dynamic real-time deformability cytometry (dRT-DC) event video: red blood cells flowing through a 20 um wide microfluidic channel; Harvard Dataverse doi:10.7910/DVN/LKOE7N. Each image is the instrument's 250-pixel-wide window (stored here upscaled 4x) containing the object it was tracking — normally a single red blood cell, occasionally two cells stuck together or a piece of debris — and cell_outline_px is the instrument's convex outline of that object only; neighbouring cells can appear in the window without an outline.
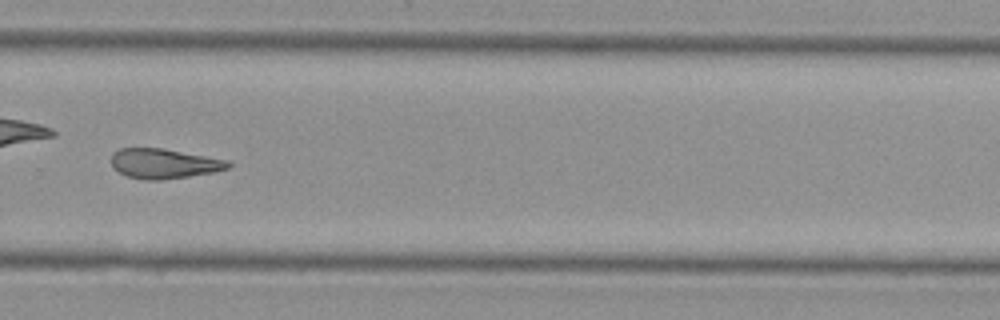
{"species": "Egyptian fruit bat (a non-hibernating species)", "species_latin": "Rousettus aegyptiacus", "temperature_condition": "cold", "stored_images_in_passage": 31, "camera_frame_rate_fps": 3000, "um_per_image_px": 0.085, "animal": {"sex": "female"}, "frame": {"image": 1, "passage_image": 22, "time_ms": 7.0, "image_size_px": [1000, 320], "cell_outline_px": [[232, 164], [228, 168], [212, 172], [188, 176], [160, 180], [144, 180], [128, 176], [112, 168], [112, 152], [120, 148], [164, 148], [232, 160]], "centroid_in_image_um": [13.97, 13.89], "position_along_channel_um": 315.8, "area_um2": 20.52}}